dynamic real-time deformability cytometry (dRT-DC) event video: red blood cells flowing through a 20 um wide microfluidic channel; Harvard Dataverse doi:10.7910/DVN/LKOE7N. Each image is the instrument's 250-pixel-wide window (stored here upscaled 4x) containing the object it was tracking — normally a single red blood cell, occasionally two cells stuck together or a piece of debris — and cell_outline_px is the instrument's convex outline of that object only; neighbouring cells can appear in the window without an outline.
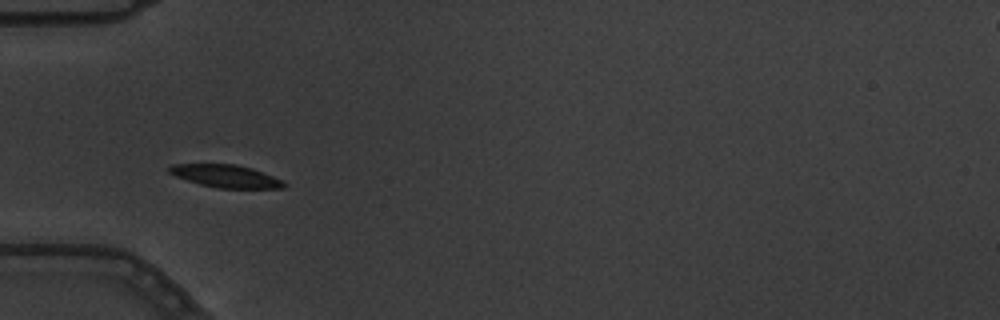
{"species": "common noctule bat (a hibernating species)", "species_latin": "Nyctalus noctula", "temperature_condition": "warm", "stored_images_in_passage": 4, "camera_frame_rate_fps": 3000, "um_per_image_px": 0.085, "animal": {"sex": "male", "body_mass_g": 19.5, "forearm_length_mm": 54.6}, "frame": {"image": 1, "passage_image": 4, "time_ms": 1.0, "image_size_px": [1000, 320], "cell_outline_px": [[284, 188], [216, 188], [200, 184], [176, 176], [168, 172], [168, 168], [172, 164], [236, 164], [252, 168], [284, 180]], "centroid_in_image_um": [19.2, 14.96], "position_along_channel_um": 65.8, "area_um2": 15.09}}